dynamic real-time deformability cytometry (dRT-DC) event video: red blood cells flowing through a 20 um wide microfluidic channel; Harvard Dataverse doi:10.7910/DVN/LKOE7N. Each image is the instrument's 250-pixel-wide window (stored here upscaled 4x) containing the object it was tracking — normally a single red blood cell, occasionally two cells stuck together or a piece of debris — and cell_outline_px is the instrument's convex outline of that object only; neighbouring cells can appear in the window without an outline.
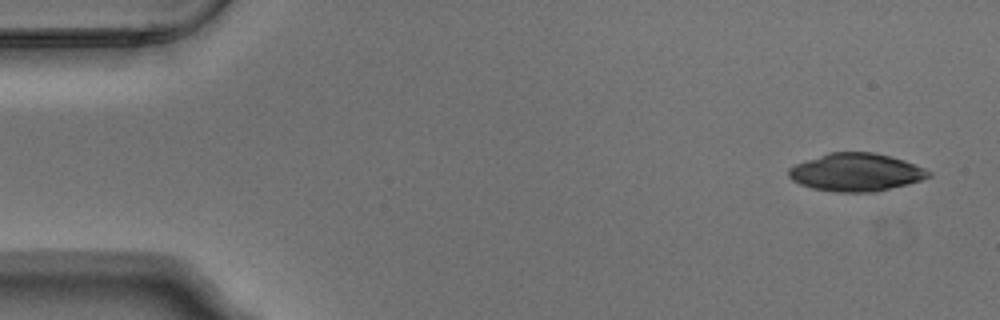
{"species": "Egyptian fruit bat (a non-hibernating species)", "species_latin": "Rousettus aegyptiacus", "temperature_condition": "warm", "stored_images_in_passage": 4, "camera_frame_rate_fps": 3000, "um_per_image_px": 0.085, "animal": {"sex": "male"}, "frame": {"image": 1, "passage_image": 1, "time_ms": 0.0, "image_size_px": [1000, 320], "cell_outline_px": [[932, 176], [920, 180], [872, 192], [836, 192], [812, 188], [800, 184], [792, 180], [788, 176], [788, 168], [796, 164], [828, 152], [872, 152], [892, 156], [904, 160], [924, 168], [932, 172]], "centroid_in_image_um": [72.74, 14.63], "position_along_channel_um": 12.3, "area_um2": 30.69}}